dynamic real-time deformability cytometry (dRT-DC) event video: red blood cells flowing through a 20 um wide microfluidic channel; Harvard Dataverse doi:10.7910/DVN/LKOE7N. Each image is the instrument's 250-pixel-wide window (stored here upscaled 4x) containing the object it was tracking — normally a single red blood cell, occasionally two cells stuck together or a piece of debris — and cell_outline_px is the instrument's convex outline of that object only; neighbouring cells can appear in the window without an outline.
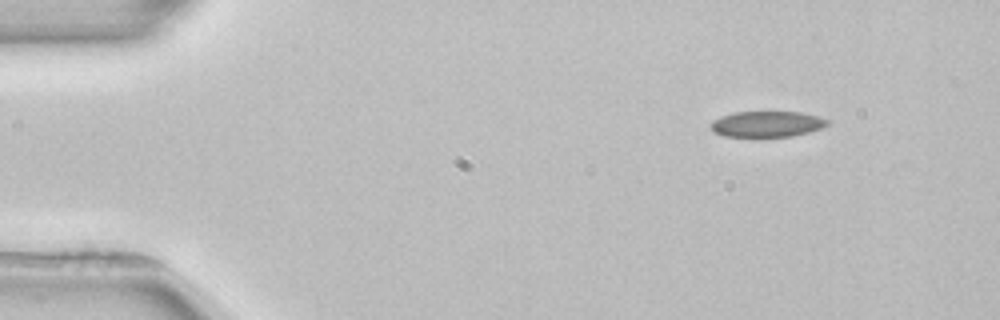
{"species": "common noctule bat (a hibernating species)", "species_latin": "Nyctalus noctula", "temperature_condition": "room temperature", "stored_images_in_passage": 3, "camera_frame_rate_fps": 3000, "um_per_image_px": 0.085, "animal": {"sex": "female", "body_mass_g": 22.7, "forearm_length_mm": 54.2}, "frame": {"image": 1, "passage_image": 1, "time_ms": 0.0, "image_size_px": [1000, 320], "cell_outline_px": [[832, 120], [828, 124], [820, 128], [808, 132], [792, 136], [724, 136], [712, 132], [708, 124], [712, 120], [720, 116], [736, 112], [800, 112], [820, 116]], "centroid_in_image_um": [65.17, 10.53], "position_along_channel_um": 19.8, "area_um2": 17.69}}